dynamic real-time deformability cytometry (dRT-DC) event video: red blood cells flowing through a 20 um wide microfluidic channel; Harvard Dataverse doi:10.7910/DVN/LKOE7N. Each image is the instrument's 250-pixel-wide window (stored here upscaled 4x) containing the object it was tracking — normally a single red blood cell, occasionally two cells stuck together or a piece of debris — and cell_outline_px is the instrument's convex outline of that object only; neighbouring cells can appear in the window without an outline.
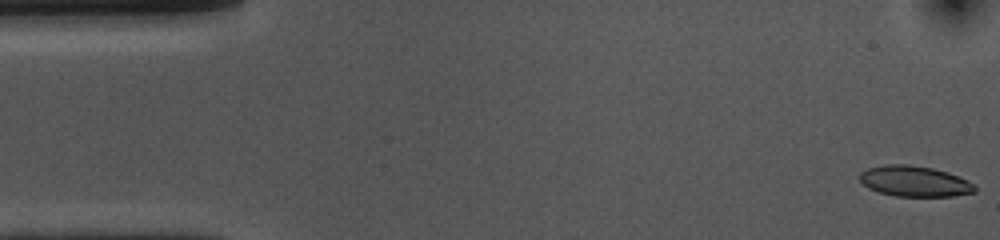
{"species": "common noctule bat (a hibernating species)", "species_latin": "Nyctalus noctula", "temperature_condition": "cold", "stored_images_in_passage": 53, "camera_frame_rate_fps": 3000, "um_per_image_px": 0.085, "animal": {"sex": "female", "body_mass_g": 10.0, "forearm_length_mm": 53.1}, "frame": {"image": 1, "passage_image": 1, "time_ms": 0.0, "image_size_px": [1000, 240], "cell_outline_px": [[976, 192], [952, 196], [896, 196], [880, 192], [868, 188], [860, 180], [860, 172], [868, 168], [884, 164], [908, 164], [932, 168], [948, 172], [968, 180], [976, 184]], "centroid_in_image_um": [77.76, 15.4], "position_along_channel_um": 7.2, "area_um2": 20.63}}
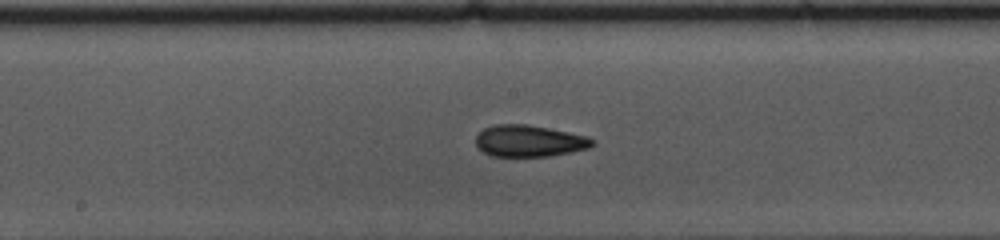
{"frame": {"image": 2, "passage_image": 26, "time_ms": 8.333, "image_size_px": [1000, 240], "cell_outline_px": [[596, 140], [588, 148], [548, 156], [492, 156], [484, 152], [476, 144], [476, 136], [484, 128], [492, 124], [528, 124], [588, 136]], "centroid_in_image_um": [44.97, 11.96], "position_along_channel_um": 203.2, "area_um2": 21.33}}
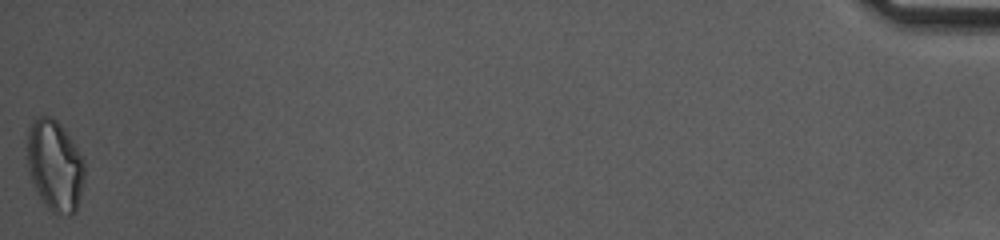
{"frame": {"image": 3, "passage_image": 53, "time_ms": 17.333, "image_size_px": [1000, 240], "cell_outline_px": [[84, 180], [76, 212], [72, 216], [68, 216], [52, 212], [44, 204], [36, 192], [28, 172], [28, 128], [32, 120], [36, 116], [48, 116], [56, 120], [64, 128], [84, 160]], "centroid_in_image_um": [4.66, 14.09], "position_along_channel_um": 430.5, "area_um2": 30.63}, "authors_computed_cell_mechanics": {"area_um2": 21.6172, "velocity_mm_per_s": 3.6936, "shape_relaxation_time_tau1_ms": 4.9904, "shape_relaxation_time_tau2_ms": 2.8981, "deformation_change_tau1": 0.1314, "deformation_change_tau2": 0.0981}}